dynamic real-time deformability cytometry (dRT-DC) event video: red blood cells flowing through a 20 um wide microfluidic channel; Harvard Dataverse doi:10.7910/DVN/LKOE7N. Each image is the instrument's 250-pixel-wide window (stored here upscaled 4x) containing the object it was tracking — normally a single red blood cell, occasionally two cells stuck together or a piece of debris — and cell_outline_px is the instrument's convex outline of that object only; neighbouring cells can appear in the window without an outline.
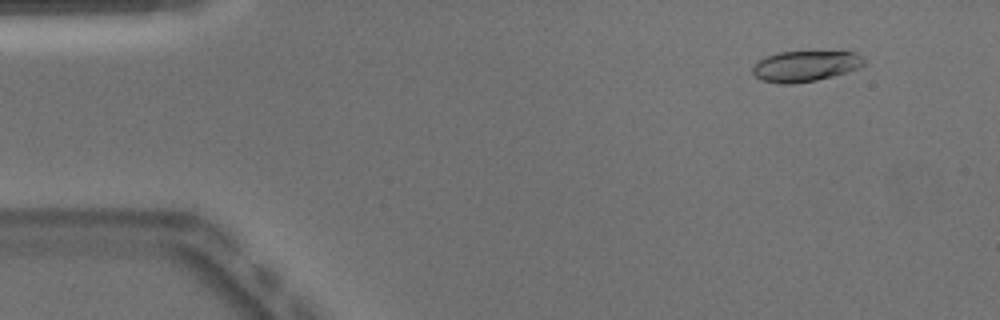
{"species": "Egyptian fruit bat (a non-hibernating species)", "species_latin": "Rousettus aegyptiacus", "temperature_condition": "warm", "stored_images_in_passage": 51, "camera_frame_rate_fps": 3000, "um_per_image_px": 0.085, "animal": {"sex": "male"}, "frame": {"image": 1, "passage_image": 5, "time_ms": 1.333, "image_size_px": [1000, 320], "cell_outline_px": [[864, 64], [860, 68], [848, 72], [816, 80], [792, 84], [780, 84], [760, 80], [752, 72], [752, 68], [756, 60], [776, 52], [808, 48], [816, 48], [856, 52], [864, 60]], "centroid_in_image_um": [68.46, 5.55], "position_along_channel_um": 16.5, "area_um2": 21.33}}
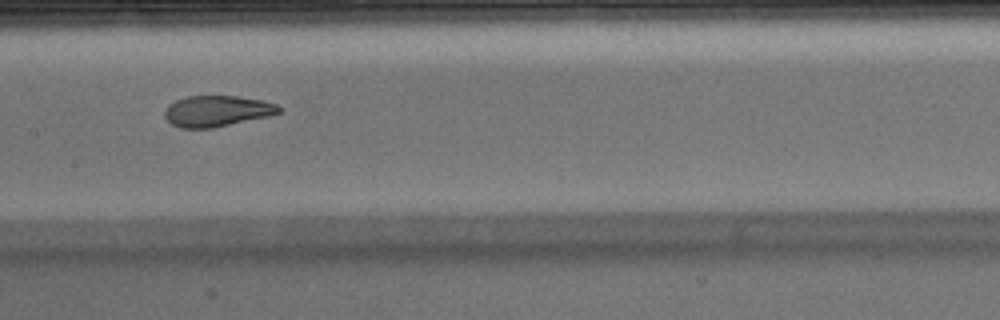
{"frame": {"image": 2, "passage_image": 25, "time_ms": 8.0, "image_size_px": [1000, 320], "cell_outline_px": [[284, 108], [280, 112], [268, 116], [212, 128], [180, 128], [172, 124], [164, 116], [164, 112], [168, 104], [176, 100], [188, 96], [236, 96], [264, 100], [276, 104]], "centroid_in_image_um": [18.45, 9.43], "position_along_channel_um": 189.0, "area_um2": 20.63}}
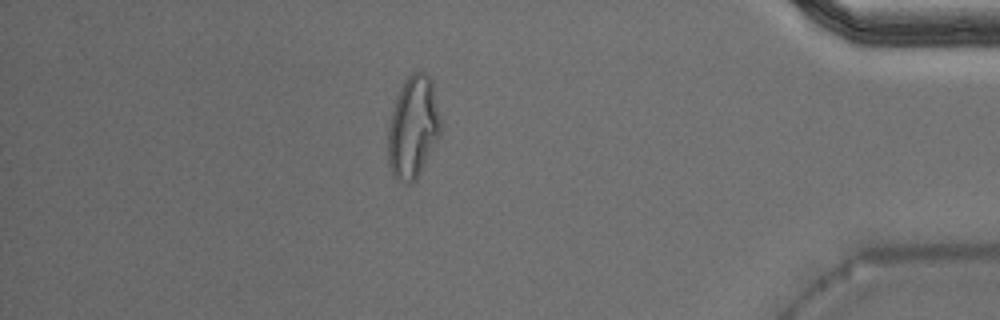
{"frame": {"image": 3, "passage_image": 44, "time_ms": 14.333, "image_size_px": [1000, 320], "cell_outline_px": [[440, 132], [416, 180], [412, 184], [408, 184], [396, 180], [388, 164], [388, 128], [392, 112], [400, 88], [404, 80], [412, 72], [424, 72], [432, 80], [440, 116]], "centroid_in_image_um": [35.09, 10.83], "position_along_channel_um": 400.1, "area_um2": 30.98}, "authors_computed_cell_mechanics": {"area_um2": 21.5016, "velocity_mm_per_s": 3.9739, "shape_relaxation_time_tau1_ms": null, "shape_relaxation_time_tau2_ms": 1.1168, "deformation_change_tau1": null, "deformation_change_tau2": 0.0659}}